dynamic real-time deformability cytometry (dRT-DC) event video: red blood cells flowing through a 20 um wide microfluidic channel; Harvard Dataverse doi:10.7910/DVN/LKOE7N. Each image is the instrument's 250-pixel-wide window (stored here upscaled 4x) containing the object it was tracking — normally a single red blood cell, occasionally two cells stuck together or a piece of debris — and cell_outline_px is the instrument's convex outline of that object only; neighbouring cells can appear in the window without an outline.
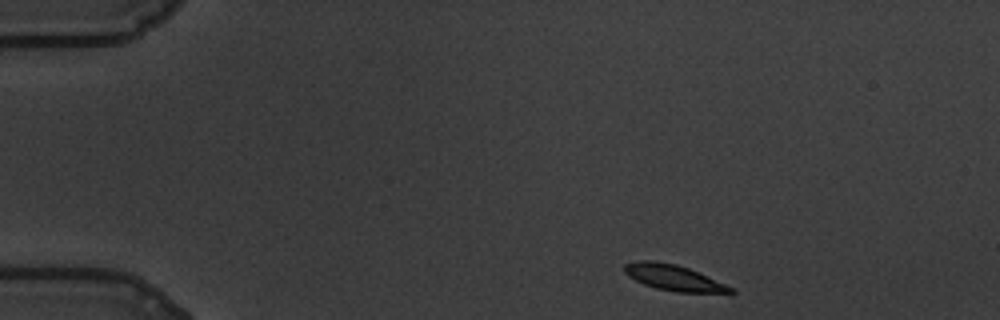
{"species": "common noctule bat (a hibernating species)", "species_latin": "Nyctalus noctula", "temperature_condition": "warm", "stored_images_in_passage": 51, "camera_frame_rate_fps": 3000, "um_per_image_px": 0.085, "animal": {"sex": "male", "body_mass_g": 19.5, "forearm_length_mm": 54.6}, "frame": {"image": 1, "passage_image": 1, "time_ms": 0.0, "image_size_px": [1000, 320], "cell_outline_px": [[736, 292], [732, 296], [676, 292], [656, 288], [644, 284], [628, 276], [624, 272], [624, 264], [632, 260], [656, 260], [676, 264], [688, 268], [736, 288]], "centroid_in_image_um": [57.41, 23.65], "position_along_channel_um": 27.6, "area_um2": 16.88}}
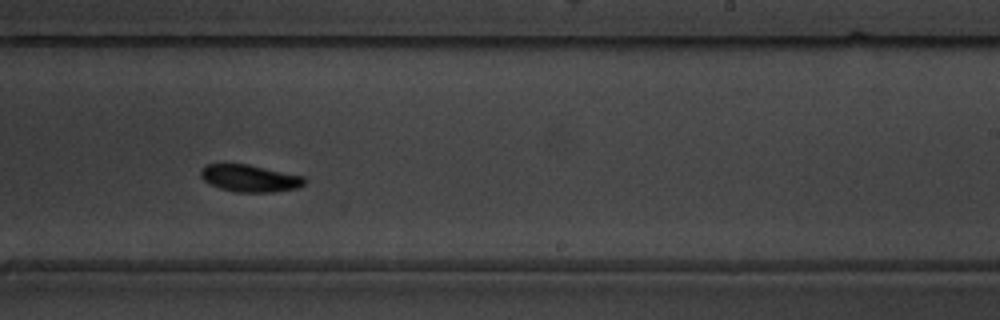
{"frame": {"image": 2, "passage_image": 29, "time_ms": 9.333, "image_size_px": [1000, 320], "cell_outline_px": [[308, 180], [304, 184], [296, 188], [272, 192], [236, 192], [220, 188], [204, 180], [200, 176], [200, 168], [208, 164], [248, 164], [304, 176]], "centroid_in_image_um": [21.24, 15.15], "position_along_channel_um": 267.8, "area_um2": 16.36}}
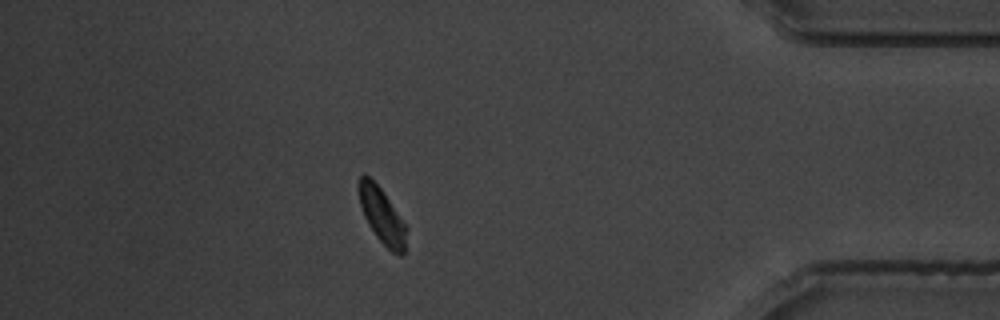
{"frame": {"image": 3, "passage_image": 44, "time_ms": 14.333, "image_size_px": [1000, 320], "cell_outline_px": [[408, 228], [404, 256], [400, 256], [392, 252], [376, 236], [368, 224], [364, 216], [360, 204], [356, 184], [360, 176], [364, 172], [384, 192]], "centroid_in_image_um": [32.47, 18.33], "position_along_channel_um": 402.7, "area_um2": 15.66}, "authors_computed_cell_mechanics": {"area_um2": 16.5308, "velocity_mm_per_s": 3.4011, "shape_relaxation_time_tau1_ms": 3.6084, "shape_relaxation_time_tau2_ms": 4.0413, "deformation_change_tau1": 0.1564, "deformation_change_tau2": 0.0738}}